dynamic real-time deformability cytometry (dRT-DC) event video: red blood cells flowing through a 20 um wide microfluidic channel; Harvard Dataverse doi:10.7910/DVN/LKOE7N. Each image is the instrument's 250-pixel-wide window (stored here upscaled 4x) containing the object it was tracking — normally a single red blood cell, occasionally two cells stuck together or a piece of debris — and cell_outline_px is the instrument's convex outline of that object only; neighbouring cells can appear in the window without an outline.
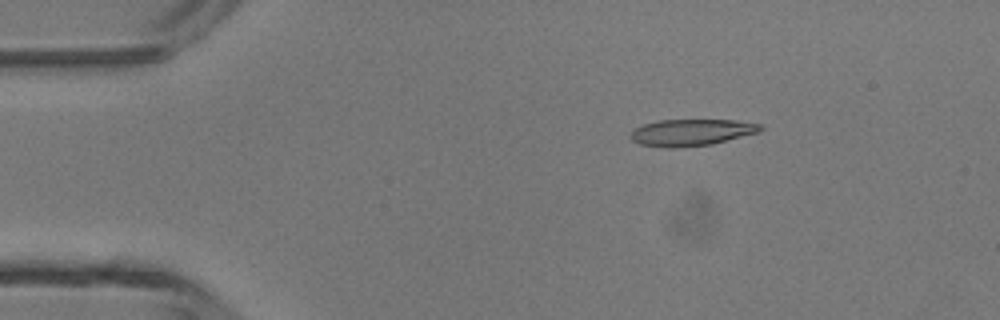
{"species": "common noctule bat (a hibernating species)", "species_latin": "Nyctalus noctula", "temperature_condition": "room temperature", "stored_images_in_passage": 45, "camera_frame_rate_fps": 3000, "um_per_image_px": 0.085, "animal": {"sex": "male", "body_mass_g": 13.3}, "frame": {"image": 1, "passage_image": 6, "time_ms": 1.667, "image_size_px": [1000, 320], "cell_outline_px": [[764, 128], [760, 132], [712, 144], [672, 148], [668, 148], [640, 144], [632, 140], [632, 132], [636, 128], [644, 124], [660, 120], [736, 120], [760, 124]], "centroid_in_image_um": [58.82, 11.25], "position_along_channel_um": 26.2, "area_um2": 20.0}}
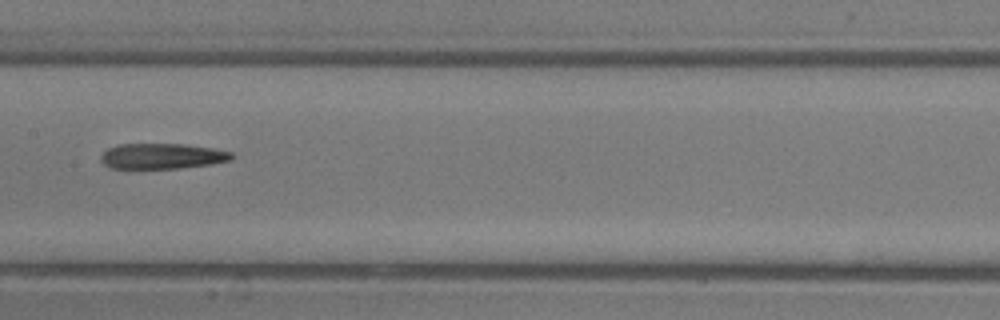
{"frame": {"image": 2, "passage_image": 22, "time_ms": 7.0, "image_size_px": [1000, 320], "cell_outline_px": [[236, 156], [232, 160], [212, 164], [180, 168], [108, 168], [100, 160], [100, 156], [108, 148], [116, 144], [184, 144], [212, 148], [232, 152]], "centroid_in_image_um": [13.8, 13.27], "position_along_channel_um": 193.6, "area_um2": 19.59}}
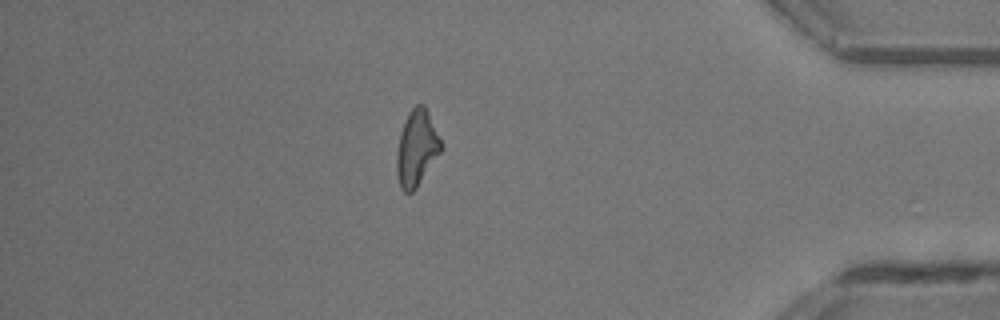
{"frame": {"image": 3, "passage_image": 39, "time_ms": 12.667, "image_size_px": [1000, 320], "cell_outline_px": [[444, 148], [416, 188], [412, 192], [404, 192], [400, 188], [396, 172], [396, 156], [400, 132], [408, 112], [416, 104], [424, 104]], "centroid_in_image_um": [35.4, 12.6], "position_along_channel_um": 399.8, "area_um2": 19.59}, "authors_computed_cell_mechanics": {"area_um2": 19.941, "velocity_mm_per_s": 4.3519, "shape_relaxation_time_tau1_ms": 8.2191, "shape_relaxation_time_tau2_ms": 10.8521, "deformation_change_tau1": 0.2889, "deformation_change_tau2": 0.3278}}